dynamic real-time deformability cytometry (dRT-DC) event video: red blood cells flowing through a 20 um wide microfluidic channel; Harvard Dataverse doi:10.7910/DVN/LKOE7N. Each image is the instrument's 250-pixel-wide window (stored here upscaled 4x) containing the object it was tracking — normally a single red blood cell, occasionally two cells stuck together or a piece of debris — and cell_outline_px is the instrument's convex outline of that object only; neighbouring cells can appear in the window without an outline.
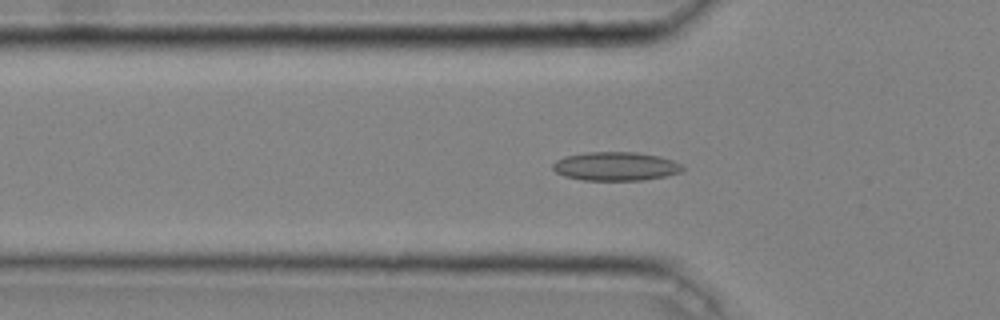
{"species": "common noctule bat (a hibernating species)", "species_latin": "Nyctalus noctula", "temperature_condition": "cold", "stored_images_in_passage": 46, "camera_frame_rate_fps": 3000, "um_per_image_px": 0.085, "animal": {"sex": "male", "body_mass_g": 20.4}, "frame": {"image": 1, "passage_image": 15, "time_ms": 4.667, "image_size_px": [1000, 320], "cell_outline_px": [[684, 168], [680, 172], [664, 176], [644, 180], [584, 180], [564, 176], [556, 172], [552, 168], [552, 164], [556, 160], [564, 156], [588, 152], [636, 152], [660, 156], [672, 160], [680, 164]], "centroid_in_image_um": [52.3, 14.13], "position_along_channel_um": 73.5, "area_um2": 21.68}}
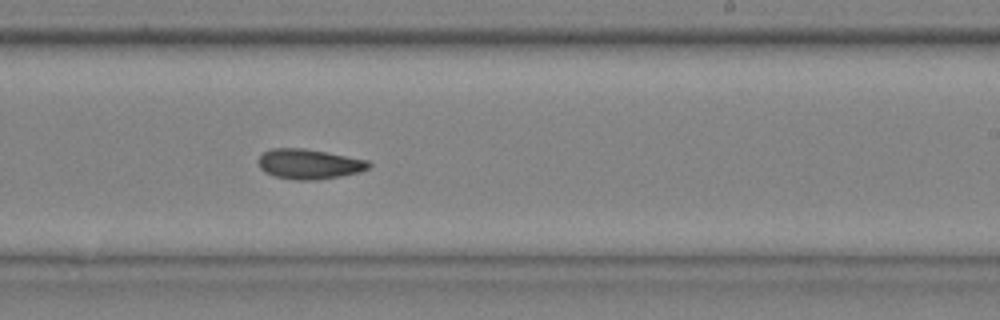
{"frame": {"image": 2, "passage_image": 29, "time_ms": 9.333, "image_size_px": [1000, 320], "cell_outline_px": [[372, 164], [368, 168], [360, 172], [340, 176], [316, 180], [296, 180], [276, 176], [264, 172], [260, 168], [260, 156], [264, 152], [272, 148], [304, 148], [328, 152], [368, 160]], "centroid_in_image_um": [26.3, 13.94], "position_along_channel_um": 262.7, "area_um2": 19.25}}
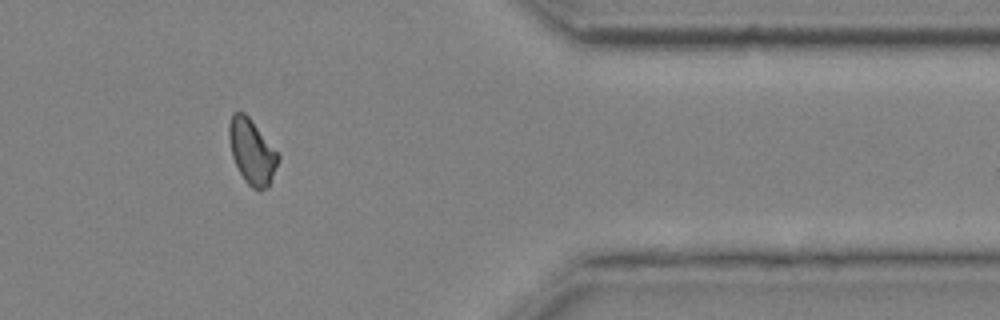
{"frame": {"image": 3, "passage_image": 40, "time_ms": 13.0, "image_size_px": [1000, 320], "cell_outline_px": [[280, 160], [268, 188], [260, 192], [252, 188], [244, 180], [232, 156], [228, 140], [228, 124], [232, 112], [244, 112], [248, 116], [280, 156]], "centroid_in_image_um": [21.4, 12.91], "position_along_channel_um": 390.0, "area_um2": 18.67}, "authors_computed_cell_mechanics": {"area_um2": 19.3052, "velocity_mm_per_s": 4.057, "shape_relaxation_time_tau1_ms": null, "shape_relaxation_time_tau2_ms": 8.0312, "deformation_change_tau1": null, "deformation_change_tau2": 0.1466}}